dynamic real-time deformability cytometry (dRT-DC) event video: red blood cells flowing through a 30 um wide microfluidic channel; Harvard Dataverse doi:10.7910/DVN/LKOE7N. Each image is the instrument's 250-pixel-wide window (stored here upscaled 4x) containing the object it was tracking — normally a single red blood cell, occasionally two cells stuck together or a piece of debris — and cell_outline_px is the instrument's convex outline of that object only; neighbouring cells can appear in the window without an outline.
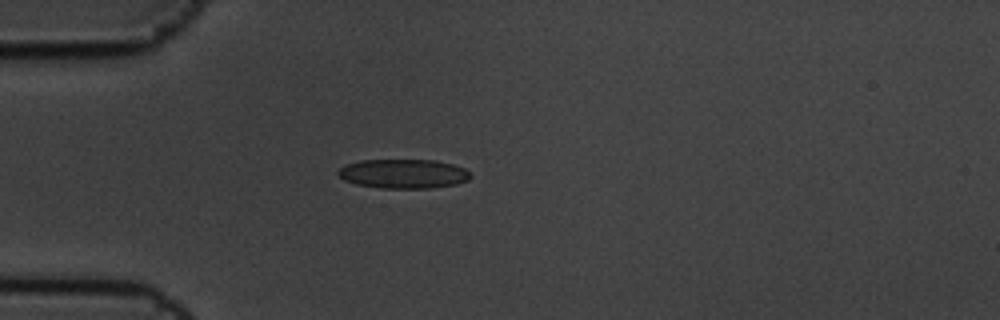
{"species": "common noctule bat (a hibernating species)", "species_latin": "Nyctalus noctula", "temperature_condition": "cold", "stored_images_in_passage": 4, "camera_frame_rate_fps": 3000, "um_per_image_px": 0.085, "animal": {"sex": "male", "body_mass_g": 19.5, "forearm_length_mm": 54.6}, "frame": {"image": 1, "passage_image": 4, "time_ms": 1.0, "image_size_px": [1000, 320], "cell_outline_px": [[472, 176], [468, 180], [456, 184], [428, 188], [380, 188], [356, 184], [344, 180], [336, 172], [340, 168], [348, 164], [360, 160], [436, 160], [452, 164], [464, 168], [472, 172]], "centroid_in_image_um": [34.32, 14.77], "position_along_channel_um": 50.7, "area_um2": 22.6}}